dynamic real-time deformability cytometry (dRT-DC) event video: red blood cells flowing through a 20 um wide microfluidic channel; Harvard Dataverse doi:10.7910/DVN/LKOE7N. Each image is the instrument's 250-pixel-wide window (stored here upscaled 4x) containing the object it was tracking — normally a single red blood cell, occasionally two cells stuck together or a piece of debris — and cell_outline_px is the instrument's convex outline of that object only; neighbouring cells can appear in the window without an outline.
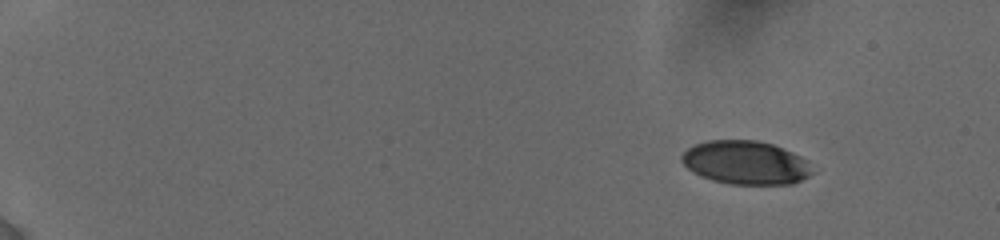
{"species": "human", "species_latin": "Homo sapiens", "temperature_condition": "cold", "stored_images_in_passage": 14, "camera_frame_rate_fps": 3000, "um_per_image_px": 0.085, "donor": {"sex": "female"}, "frame": {"image": 1, "passage_image": 1, "time_ms": 0.0, "image_size_px": [1000, 240], "cell_outline_px": [[812, 172], [808, 176], [792, 184], [732, 184], [712, 180], [700, 176], [692, 172], [680, 160], [680, 156], [688, 148], [696, 144], [708, 140], [756, 140], [772, 144], [792, 152], [808, 160]], "centroid_in_image_um": [63.36, 13.82], "position_along_channel_um": 21.6, "area_um2": 33.06}}
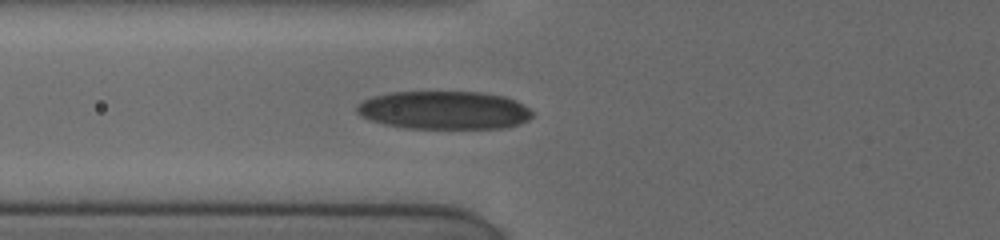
{"frame": {"image": 2, "passage_image": 8, "time_ms": 5.667, "image_size_px": [1000, 240], "cell_outline_px": [[532, 116], [528, 120], [520, 124], [508, 128], [404, 128], [384, 124], [372, 120], [356, 112], [356, 104], [372, 96], [392, 92], [480, 92], [504, 96], [516, 100], [524, 104], [532, 112]], "centroid_in_image_um": [37.78, 9.36], "position_along_channel_um": 88.0, "area_um2": 39.19}}
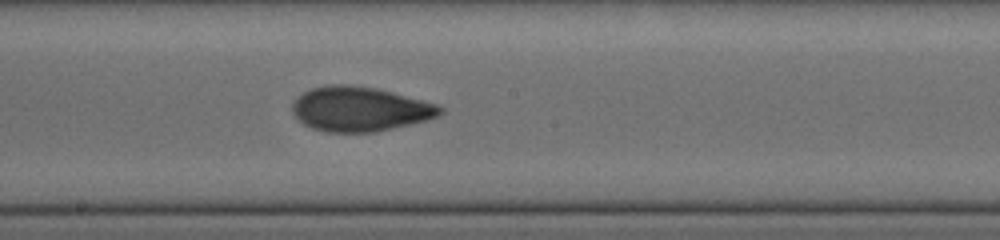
{"frame": {"image": 3, "passage_image": 14, "time_ms": 9.0, "image_size_px": [1000, 240], "cell_outline_px": [[444, 112], [428, 120], [376, 132], [328, 132], [312, 128], [304, 124], [292, 112], [292, 104], [304, 92], [312, 88], [328, 84], [344, 84], [376, 88], [436, 104], [444, 108]], "centroid_in_image_um": [30.59, 9.27], "position_along_channel_um": 217.6, "area_um2": 38.09}}